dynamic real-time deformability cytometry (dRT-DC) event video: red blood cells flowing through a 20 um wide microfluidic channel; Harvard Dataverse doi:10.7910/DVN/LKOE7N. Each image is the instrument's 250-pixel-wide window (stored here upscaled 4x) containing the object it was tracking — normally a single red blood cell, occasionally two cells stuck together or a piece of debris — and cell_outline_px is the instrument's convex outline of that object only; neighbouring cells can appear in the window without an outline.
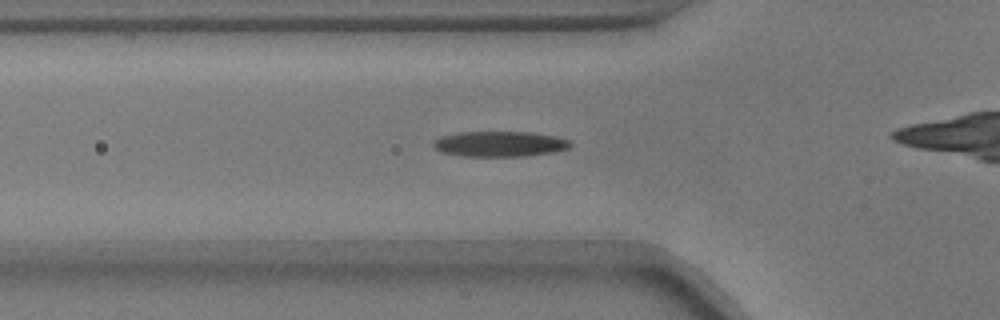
{"species": "common noctule bat (a hibernating species)", "species_latin": "Nyctalus noctula", "temperature_condition": "warm", "stored_images_in_passage": 37, "camera_frame_rate_fps": 3000, "um_per_image_px": 0.085, "animal": {"sex": "male", "body_mass_g": 17.9}, "frame": {"image": 1, "passage_image": 11, "time_ms": 3.333, "image_size_px": [1000, 320], "cell_outline_px": [[572, 144], [568, 148], [556, 152], [524, 156], [460, 156], [440, 152], [432, 148], [432, 140], [440, 136], [456, 132], [528, 132], [556, 136], [572, 140]], "centroid_in_image_um": [42.43, 12.23], "position_along_channel_um": 83.4, "area_um2": 20.69}}
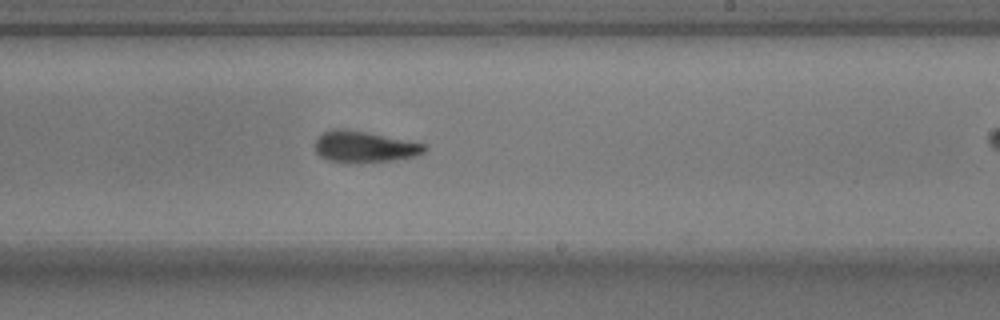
{"frame": {"image": 2, "passage_image": 25, "time_ms": 8.0, "image_size_px": [1000, 320], "cell_outline_px": [[428, 148], [424, 152], [416, 156], [392, 160], [348, 164], [344, 164], [328, 160], [320, 156], [316, 152], [316, 136], [320, 132], [332, 128], [344, 128], [368, 132], [428, 144]], "centroid_in_image_um": [30.95, 12.47], "position_along_channel_um": 258.1, "area_um2": 20.58}}
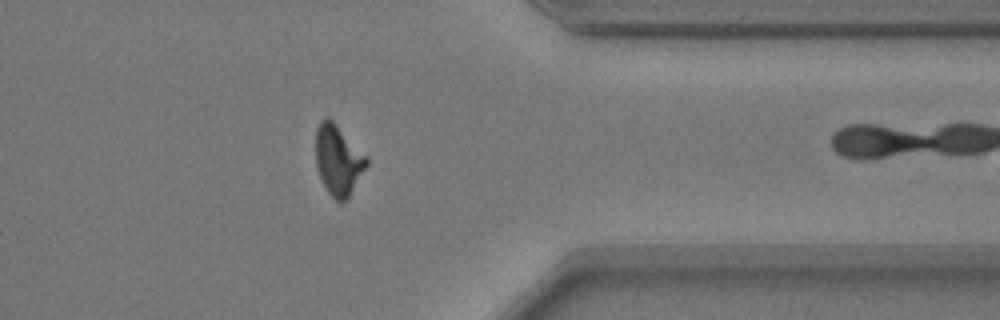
{"frame": {"image": 3, "passage_image": 36, "time_ms": 11.667, "image_size_px": [1000, 320], "cell_outline_px": [[368, 164], [348, 196], [340, 204], [328, 192], [320, 176], [316, 164], [316, 128], [320, 120], [328, 116], [368, 156]], "centroid_in_image_um": [28.74, 13.56], "position_along_channel_um": 382.7, "area_um2": 20.58}}